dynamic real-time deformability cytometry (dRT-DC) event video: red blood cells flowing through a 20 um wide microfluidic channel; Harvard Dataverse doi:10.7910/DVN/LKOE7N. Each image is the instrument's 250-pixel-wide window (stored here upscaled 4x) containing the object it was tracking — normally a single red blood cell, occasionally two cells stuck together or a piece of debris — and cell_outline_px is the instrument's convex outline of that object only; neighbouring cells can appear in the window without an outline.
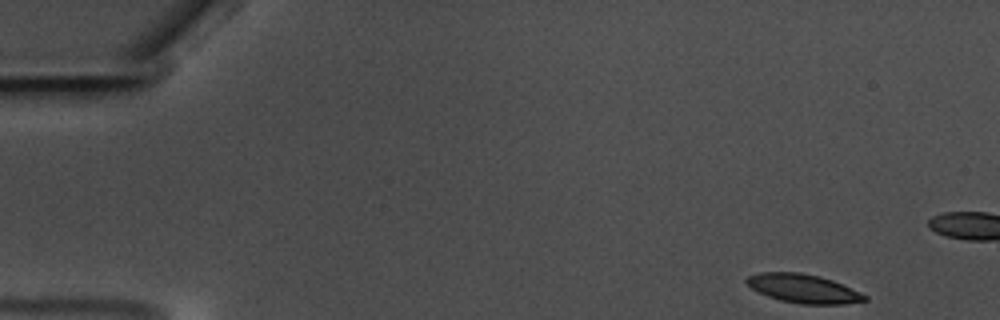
{"species": "common noctule bat (a hibernating species)", "species_latin": "Nyctalus noctula", "temperature_condition": "warm", "stored_images_in_passage": 55, "camera_frame_rate_fps": 3000, "um_per_image_px": 0.085, "animal": {"sex": "male", "body_mass_g": 17.5, "forearm_length_mm": 52.3}, "frame": {"image": 1, "passage_image": 1, "time_ms": 0.0, "image_size_px": [1000, 320], "cell_outline_px": [[868, 300], [844, 304], [800, 304], [780, 300], [768, 296], [752, 288], [744, 280], [748, 276], [760, 272], [800, 272], [820, 276], [832, 280], [860, 292], [868, 296]], "centroid_in_image_um": [68.3, 24.52], "position_along_channel_um": 16.7, "area_um2": 19.71}}
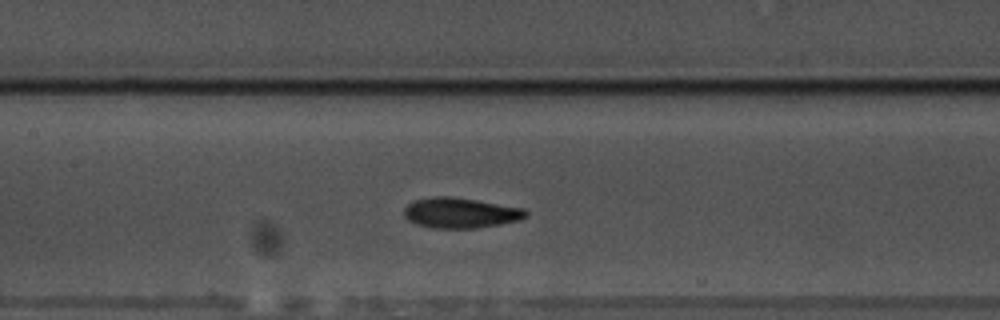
{"frame": {"image": 2, "passage_image": 24, "time_ms": 7.667, "image_size_px": [1000, 320], "cell_outline_px": [[528, 216], [520, 220], [480, 228], [432, 228], [416, 224], [408, 220], [404, 216], [404, 208], [412, 200], [432, 196], [452, 196], [524, 208], [528, 212]], "centroid_in_image_um": [39.13, 18.09], "position_along_channel_um": 168.3, "area_um2": 21.79}}
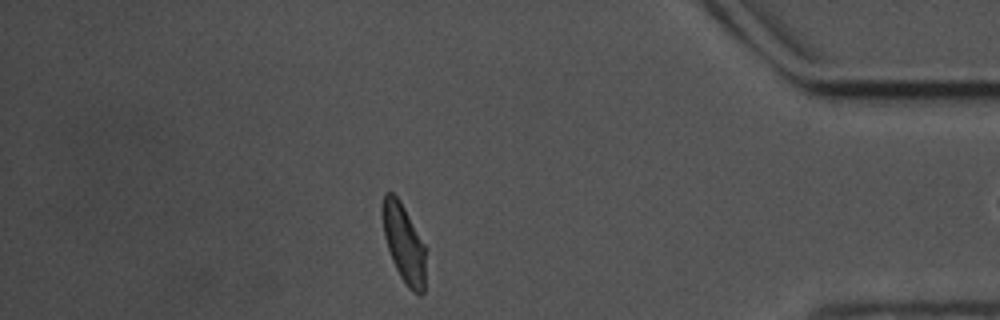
{"frame": {"image": 3, "passage_image": 47, "time_ms": 15.333, "image_size_px": [1000, 320], "cell_outline_px": [[424, 292], [420, 296], [412, 292], [408, 288], [400, 276], [392, 260], [384, 236], [380, 212], [380, 208], [384, 192], [392, 192], [400, 200], [424, 244]], "centroid_in_image_um": [34.28, 20.64], "position_along_channel_um": 400.9, "area_um2": 19.77}, "authors_computed_cell_mechanics": {"area_um2": 20.6346, "velocity_mm_per_s": 3.5041, "shape_relaxation_time_tau1_ms": 2.8887, "shape_relaxation_time_tau2_ms": 1.7758, "deformation_change_tau1": 0.1409, "deformation_change_tau2": 0.0776}}